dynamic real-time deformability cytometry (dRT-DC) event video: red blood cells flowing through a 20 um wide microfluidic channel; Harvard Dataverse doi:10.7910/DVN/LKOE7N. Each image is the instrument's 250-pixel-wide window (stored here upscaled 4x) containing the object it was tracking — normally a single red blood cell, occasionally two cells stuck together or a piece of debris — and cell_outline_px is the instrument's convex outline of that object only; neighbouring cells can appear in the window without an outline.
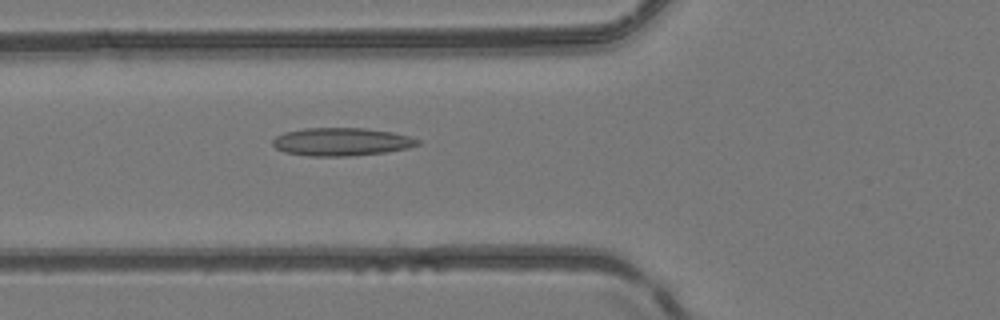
{"species": "common noctule bat (a hibernating species)", "species_latin": "Nyctalus noctula", "temperature_condition": "room temperature", "stored_images_in_passage": 50, "camera_frame_rate_fps": 3000, "um_per_image_px": 0.085, "animal": {"sex": "female", "body_mass_g": 24.6, "forearm_length_mm": 56.2}, "frame": {"image": 1, "passage_image": 19, "time_ms": 6.0, "image_size_px": [1000, 320], "cell_outline_px": [[420, 144], [408, 148], [388, 152], [348, 156], [308, 156], [284, 152], [276, 148], [272, 144], [272, 140], [276, 136], [284, 132], [304, 128], [368, 128], [392, 132], [408, 136], [420, 140]], "centroid_in_image_um": [29.02, 12.05], "position_along_channel_um": 96.8, "area_um2": 23.81}}
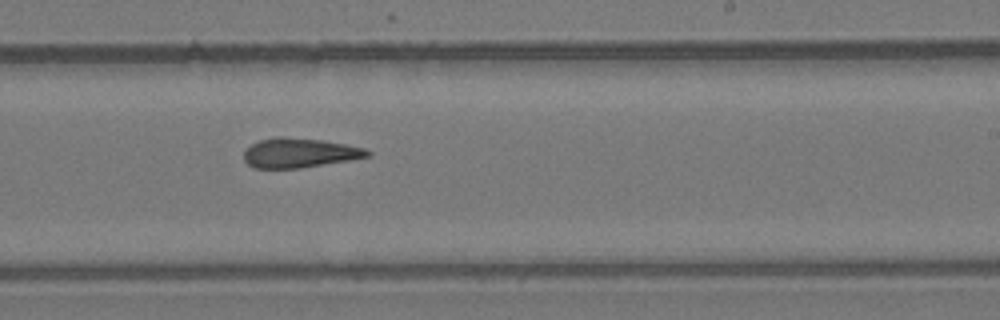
{"frame": {"image": 2, "passage_image": 31, "time_ms": 10.0, "image_size_px": [1000, 320], "cell_outline_px": [[372, 152], [368, 156], [348, 160], [300, 168], [252, 168], [244, 160], [244, 152], [252, 144], [260, 140], [276, 136], [280, 136], [320, 140], [344, 144], [364, 148]], "centroid_in_image_um": [25.41, 13.0], "position_along_channel_um": 263.6, "area_um2": 20.98}}
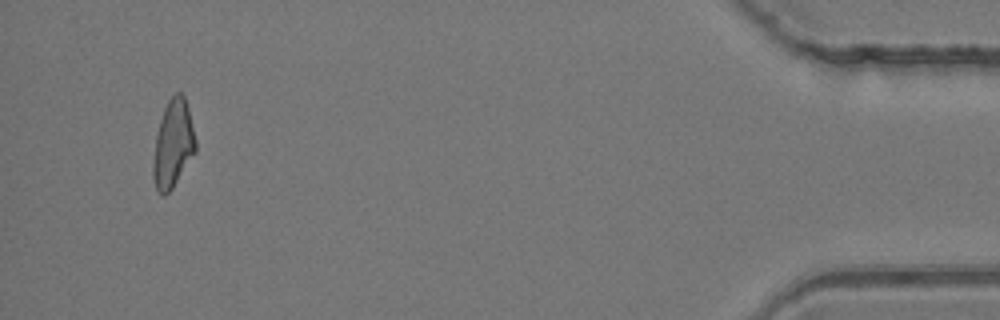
{"frame": {"image": 3, "passage_image": 48, "time_ms": 15.667, "image_size_px": [1000, 320], "cell_outline_px": [[196, 152], [172, 188], [164, 196], [156, 188], [152, 176], [152, 168], [156, 136], [160, 120], [164, 108], [168, 100], [176, 92], [180, 92], [184, 96], [188, 108], [196, 140]], "centroid_in_image_um": [14.71, 12.23], "position_along_channel_um": 420.5, "area_um2": 21.5}, "authors_computed_cell_mechanics": {"area_um2": 22.1374, "velocity_mm_per_s": 4.1695, "shape_relaxation_time_tau1_ms": null, "shape_relaxation_time_tau2_ms": 3.9336, "deformation_change_tau1": null, "deformation_change_tau2": 0.1535}}